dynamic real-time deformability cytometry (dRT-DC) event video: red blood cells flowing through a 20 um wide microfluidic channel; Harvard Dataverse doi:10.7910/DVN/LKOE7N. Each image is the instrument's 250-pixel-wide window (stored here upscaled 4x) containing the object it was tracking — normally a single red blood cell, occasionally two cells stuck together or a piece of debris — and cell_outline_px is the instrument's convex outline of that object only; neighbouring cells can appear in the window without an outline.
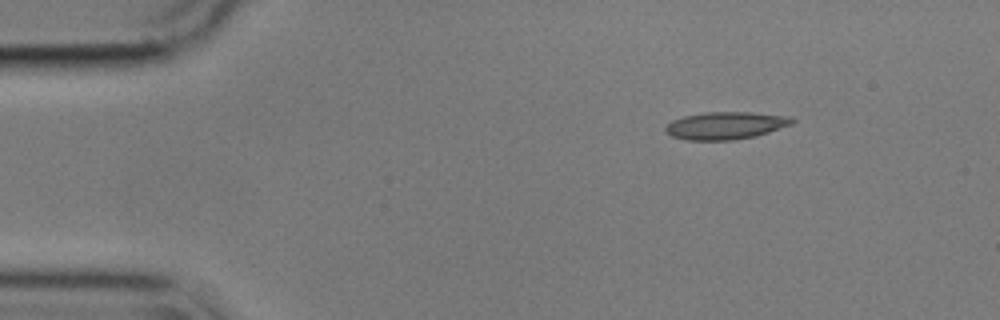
{"species": "common noctule bat (a hibernating species)", "species_latin": "Nyctalus noctula", "temperature_condition": "cold", "stored_images_in_passage": 49, "camera_frame_rate_fps": 3000, "um_per_image_px": 0.085, "animal": {"sex": "male", "body_mass_g": 17.9}, "frame": {"image": 1, "passage_image": 1, "time_ms": 0.0, "image_size_px": [1000, 320], "cell_outline_px": [[796, 120], [792, 124], [756, 136], [732, 140], [688, 140], [672, 136], [664, 132], [664, 128], [672, 120], [684, 116], [704, 112], [752, 112], [792, 116]], "centroid_in_image_um": [61.69, 10.66], "position_along_channel_um": 23.3, "area_um2": 20.4}}
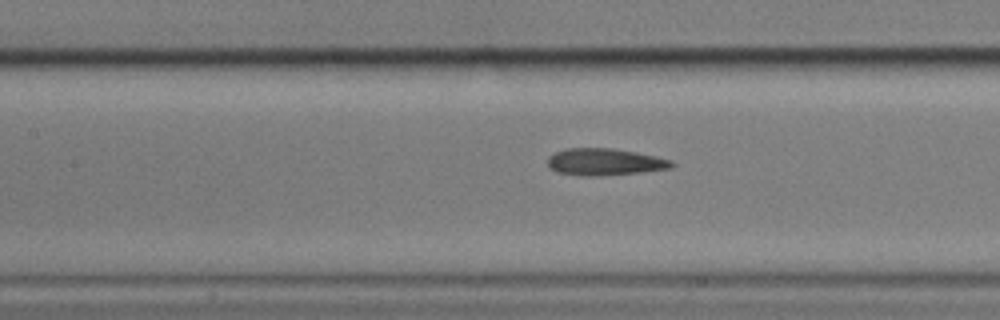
{"frame": {"image": 2, "passage_image": 18, "time_ms": 5.667, "image_size_px": [1000, 320], "cell_outline_px": [[676, 164], [672, 168], [640, 172], [600, 176], [580, 176], [556, 172], [548, 164], [548, 156], [564, 148], [612, 148], [636, 152], [656, 156], [672, 160]], "centroid_in_image_um": [51.41, 13.76], "position_along_channel_um": 156.0, "area_um2": 19.59}}
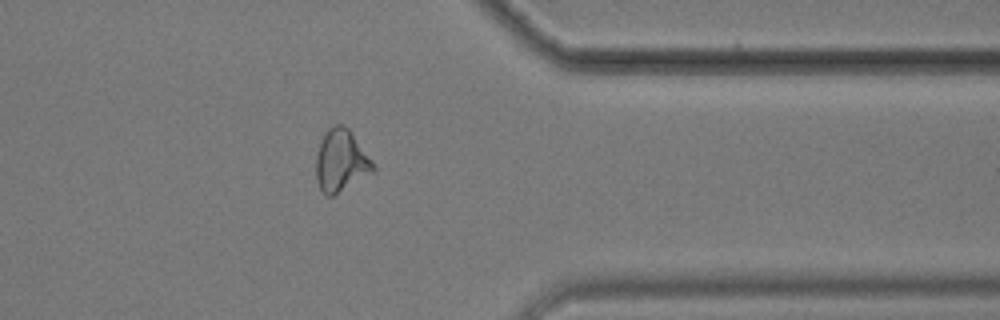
{"frame": {"image": 3, "passage_image": 38, "time_ms": 12.333, "image_size_px": [1000, 320], "cell_outline_px": [[376, 172], [332, 196], [328, 196], [320, 188], [316, 180], [316, 152], [324, 132], [332, 124], [344, 124], [352, 132], [372, 160], [376, 168]], "centroid_in_image_um": [29.0, 13.64], "position_along_channel_um": 382.4, "area_um2": 20.98}, "authors_computed_cell_mechanics": {"area_um2": 19.8254, "velocity_mm_per_s": 3.5653, "shape_relaxation_time_tau1_ms": 7.393, "shape_relaxation_time_tau2_ms": 3.0502, "deformation_change_tau1": 0.1874, "deformation_change_tau2": 0.095}}